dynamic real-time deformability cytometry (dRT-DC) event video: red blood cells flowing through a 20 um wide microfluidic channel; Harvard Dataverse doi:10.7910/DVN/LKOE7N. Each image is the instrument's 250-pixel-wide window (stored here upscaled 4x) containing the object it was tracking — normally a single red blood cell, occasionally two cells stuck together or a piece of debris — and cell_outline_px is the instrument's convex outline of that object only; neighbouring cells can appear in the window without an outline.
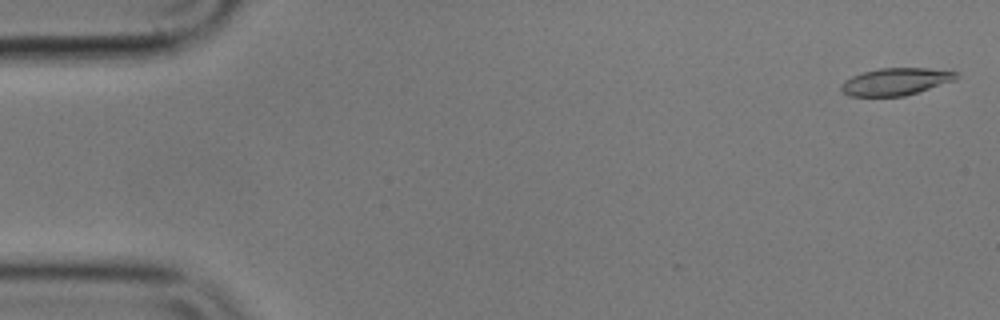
{"species": "common noctule bat (a hibernating species)", "species_latin": "Nyctalus noctula", "temperature_condition": "cold", "stored_images_in_passage": 10, "camera_frame_rate_fps": 3000, "um_per_image_px": 0.085, "animal": {"sex": "male", "body_mass_g": 17.9}, "frame": {"image": 1, "passage_image": 2, "time_ms": 0.333, "image_size_px": [1000, 320], "cell_outline_px": [[960, 76], [956, 80], [904, 96], [848, 96], [840, 88], [840, 84], [844, 80], [852, 76], [864, 72], [880, 68], [928, 68], [956, 72]], "centroid_in_image_um": [76.13, 6.93], "position_along_channel_um": 8.9, "area_um2": 18.21}}